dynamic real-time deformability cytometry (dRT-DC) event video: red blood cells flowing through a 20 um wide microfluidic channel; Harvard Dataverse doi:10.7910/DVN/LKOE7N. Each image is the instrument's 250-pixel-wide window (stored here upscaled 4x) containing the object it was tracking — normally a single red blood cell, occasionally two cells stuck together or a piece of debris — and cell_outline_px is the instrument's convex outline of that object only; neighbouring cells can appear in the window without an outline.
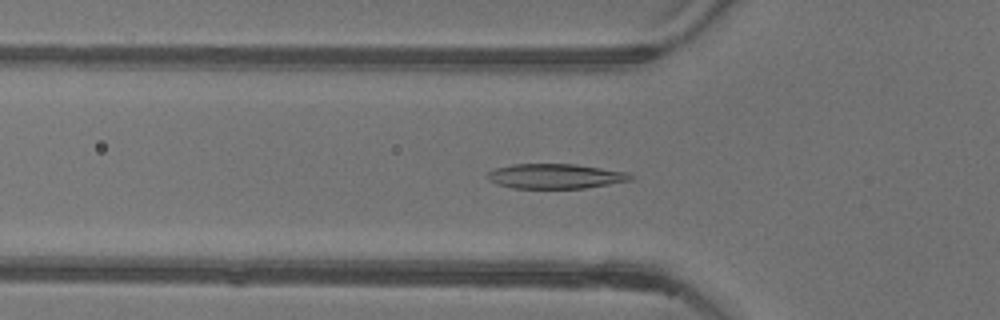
{"species": "common noctule bat (a hibernating species)", "species_latin": "Nyctalus noctula", "temperature_condition": "warm", "stored_images_in_passage": 52, "camera_frame_rate_fps": 3000, "um_per_image_px": 0.085, "animal": {"sex": "female"}, "frame": {"image": 1, "passage_image": 17, "time_ms": 5.333, "image_size_px": [1000, 320], "cell_outline_px": [[636, 176], [632, 180], [584, 188], [512, 188], [496, 184], [488, 180], [484, 176], [492, 168], [512, 164], [576, 164], [628, 172]], "centroid_in_image_um": [47.17, 14.97], "position_along_channel_um": 78.6, "area_um2": 20.98}}
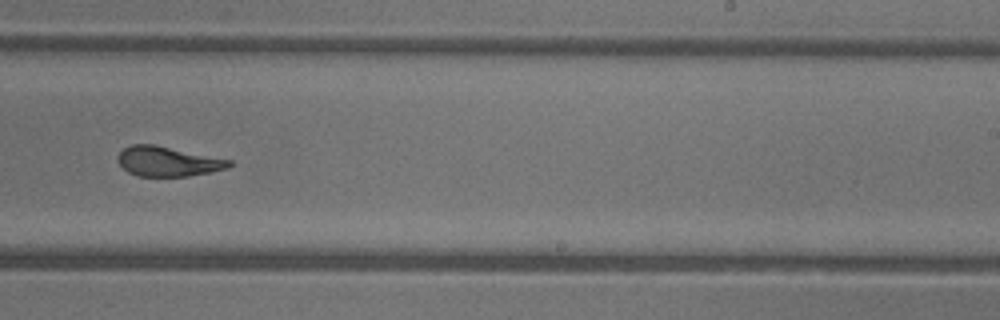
{"frame": {"image": 2, "passage_image": 32, "time_ms": 10.333, "image_size_px": [1000, 320], "cell_outline_px": [[232, 164], [228, 168], [212, 172], [188, 176], [136, 176], [128, 172], [120, 164], [116, 156], [124, 148], [132, 144], [152, 144], [232, 160]], "centroid_in_image_um": [14.27, 13.73], "position_along_channel_um": 274.7, "area_um2": 19.25}}
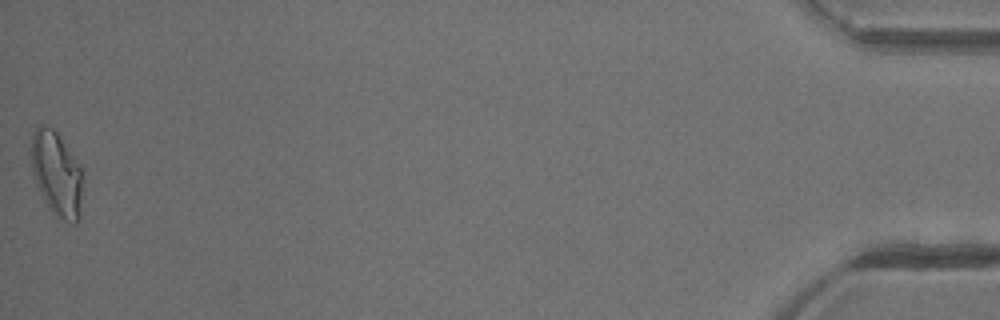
{"frame": {"image": 3, "passage_image": 52, "time_ms": 17.0, "image_size_px": [1000, 320], "cell_outline_px": [[84, 176], [80, 216], [76, 224], [72, 224], [64, 220], [48, 208], [36, 184], [28, 152], [28, 148], [32, 136], [36, 128], [40, 124], [44, 124], [52, 128], [56, 132], [84, 172]], "centroid_in_image_um": [4.81, 14.77], "position_along_channel_um": 430.4, "area_um2": 25.84}, "authors_computed_cell_mechanics": {"area_um2": 20.7213, "velocity_mm_per_s": 3.905, "shape_relaxation_time_tau1_ms": 5.2842, "shape_relaxation_time_tau2_ms": 1.4655, "deformation_change_tau1": 0.1981, "deformation_change_tau2": 0.0907}}